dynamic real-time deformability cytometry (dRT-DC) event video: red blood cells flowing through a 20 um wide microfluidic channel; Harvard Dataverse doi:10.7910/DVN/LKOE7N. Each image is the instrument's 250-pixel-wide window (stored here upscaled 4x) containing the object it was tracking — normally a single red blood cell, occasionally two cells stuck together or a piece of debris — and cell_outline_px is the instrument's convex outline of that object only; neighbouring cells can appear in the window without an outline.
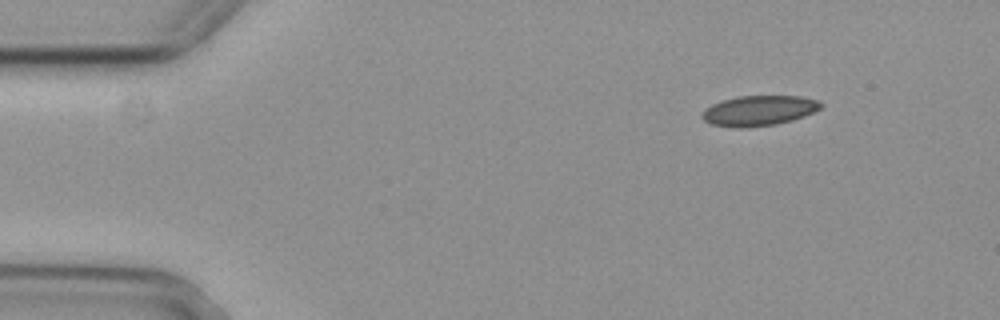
{"species": "common noctule bat (a hibernating species)", "species_latin": "Nyctalus noctula", "temperature_condition": "cold", "stored_images_in_passage": 4, "camera_frame_rate_fps": 3000, "um_per_image_px": 0.085, "animal": {"sex": "female", "body_mass_g": 29.2, "forearm_length_mm": 56.3}, "frame": {"image": 1, "passage_image": 1, "time_ms": 0.0, "image_size_px": [1000, 320], "cell_outline_px": [[824, 104], [820, 108], [804, 116], [792, 120], [776, 124], [748, 128], [736, 128], [712, 124], [704, 120], [700, 116], [704, 108], [712, 104], [736, 96], [800, 96], [820, 100]], "centroid_in_image_um": [64.5, 9.4], "position_along_channel_um": 20.5, "area_um2": 21.04}}
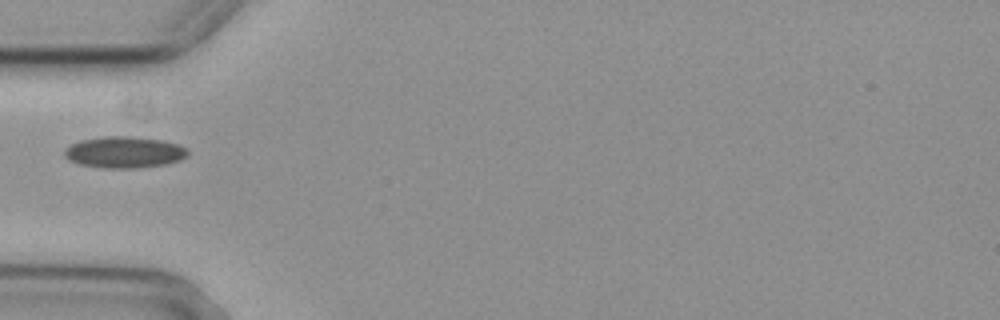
{"frame": {"image": 2, "passage_image": 4, "time_ms": 1.0, "image_size_px": [1000, 320], "cell_outline_px": [[188, 156], [180, 160], [164, 164], [140, 168], [104, 168], [80, 164], [68, 160], [64, 156], [64, 148], [80, 140], [104, 136], [132, 136], [164, 140], [180, 144], [188, 148]], "centroid_in_image_um": [10.59, 12.93], "position_along_channel_um": 74.4, "area_um2": 22.89}}